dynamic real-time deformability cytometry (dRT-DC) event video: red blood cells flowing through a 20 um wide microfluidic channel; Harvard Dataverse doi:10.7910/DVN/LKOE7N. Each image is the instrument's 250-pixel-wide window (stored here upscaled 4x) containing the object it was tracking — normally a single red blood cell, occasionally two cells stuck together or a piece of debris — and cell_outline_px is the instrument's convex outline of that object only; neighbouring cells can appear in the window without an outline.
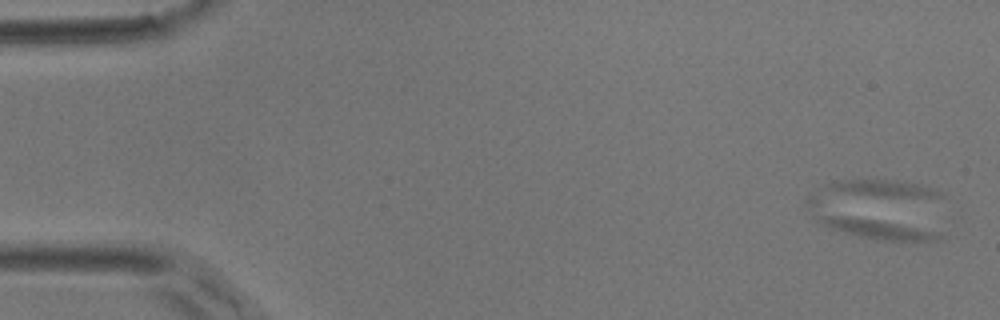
{"species": "common noctule bat (a hibernating species)", "species_latin": "Nyctalus noctula", "temperature_condition": "room temperature", "stored_images_in_passage": 6, "camera_frame_rate_fps": 3000, "um_per_image_px": 0.085, "animal": {"sex": "male", "body_mass_g": 17.9}, "frame": {"image": 1, "passage_image": 1, "time_ms": 0.0, "image_size_px": [1000, 320], "cell_outline_px": [[944, 240], [912, 244], [872, 240], [844, 232], [832, 228], [816, 220], [804, 200], [808, 196], [812, 196], [944, 232]], "centroid_in_image_um": [73.92, 19.01], "position_along_channel_um": 11.1, "area_um2": 22.2}}